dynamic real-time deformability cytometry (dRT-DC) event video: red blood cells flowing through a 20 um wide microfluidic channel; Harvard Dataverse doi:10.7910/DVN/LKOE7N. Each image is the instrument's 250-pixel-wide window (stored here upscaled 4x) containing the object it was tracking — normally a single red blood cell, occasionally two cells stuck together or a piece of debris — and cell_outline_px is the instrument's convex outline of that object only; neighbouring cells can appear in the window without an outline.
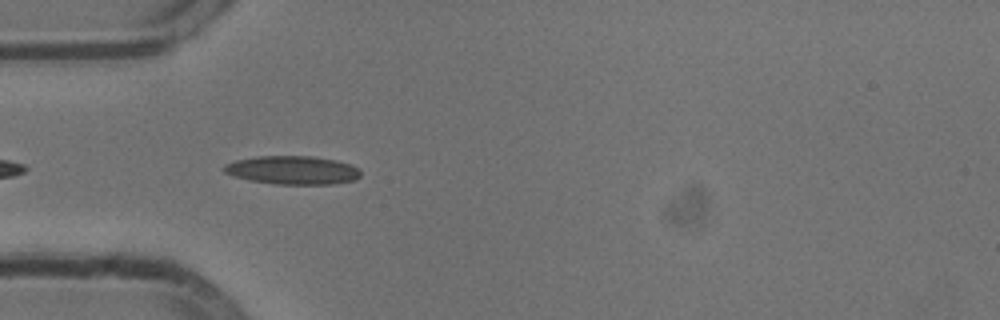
{"species": "common noctule bat (a hibernating species)", "species_latin": "Nyctalus noctula", "temperature_condition": "cold", "stored_images_in_passage": 24, "camera_frame_rate_fps": 3000, "um_per_image_px": 0.085, "animal": {"sex": "male", "body_mass_g": 13.3}, "frame": {"image": 1, "passage_image": 3, "time_ms": 0.667, "image_size_px": [1000, 320], "cell_outline_px": [[360, 176], [356, 180], [332, 184], [276, 184], [252, 180], [232, 176], [224, 172], [224, 164], [236, 160], [256, 156], [312, 156], [336, 160], [352, 164], [360, 168]], "centroid_in_image_um": [24.9, 14.45], "position_along_channel_um": 60.1, "area_um2": 22.77}}
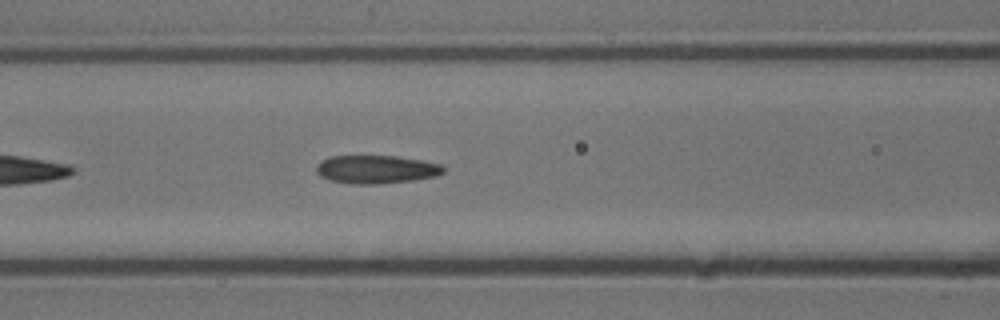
{"frame": {"image": 2, "passage_image": 9, "time_ms": 2.667, "image_size_px": [1000, 320], "cell_outline_px": [[444, 172], [436, 176], [412, 180], [376, 184], [352, 184], [332, 180], [320, 176], [316, 172], [316, 164], [320, 160], [328, 156], [396, 156], [444, 164]], "centroid_in_image_um": [31.96, 14.39], "position_along_channel_um": 134.6, "area_um2": 20.98}}
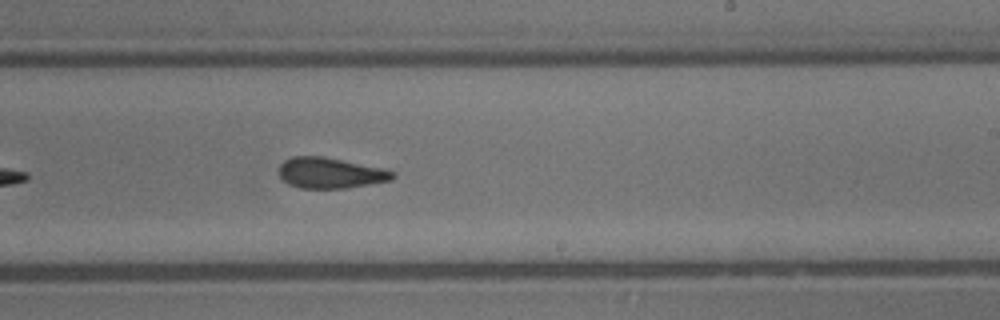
{"frame": {"image": 3, "passage_image": 19, "time_ms": 6.0, "image_size_px": [1000, 320], "cell_outline_px": [[396, 176], [392, 180], [344, 188], [300, 188], [288, 184], [280, 176], [280, 164], [284, 160], [292, 156], [324, 156], [388, 168], [396, 172]], "centroid_in_image_um": [28.14, 14.68], "position_along_channel_um": 260.9, "area_um2": 20.63}}